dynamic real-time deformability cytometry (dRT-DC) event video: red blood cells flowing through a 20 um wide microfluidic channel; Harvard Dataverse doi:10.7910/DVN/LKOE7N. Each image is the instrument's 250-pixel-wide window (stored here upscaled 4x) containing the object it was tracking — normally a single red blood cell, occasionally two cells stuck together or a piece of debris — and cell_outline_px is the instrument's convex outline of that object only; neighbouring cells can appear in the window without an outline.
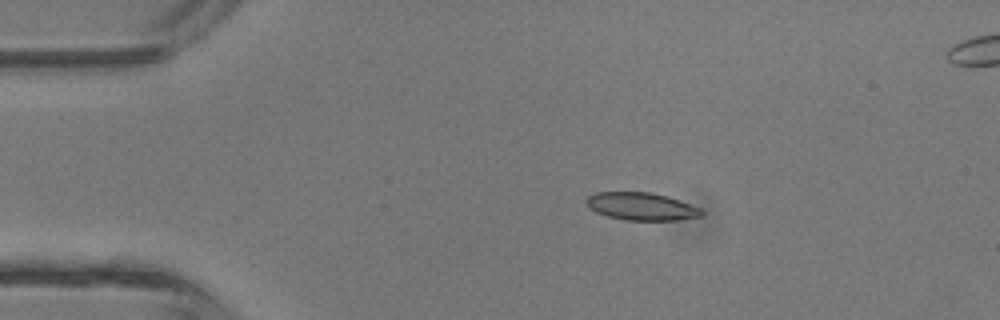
{"species": "common noctule bat (a hibernating species)", "species_latin": "Nyctalus noctula", "temperature_condition": "room temperature", "stored_images_in_passage": 4, "camera_frame_rate_fps": 3000, "um_per_image_px": 0.085, "animal": {"sex": "male", "body_mass_g": 13.3}, "frame": {"image": 1, "passage_image": 2, "time_ms": 1.333, "image_size_px": [1000, 320], "cell_outline_px": [[704, 216], [676, 220], [624, 220], [608, 216], [596, 212], [588, 208], [584, 200], [588, 196], [596, 192], [652, 192], [668, 196], [700, 208], [704, 212]], "centroid_in_image_um": [54.5, 17.54], "position_along_channel_um": 30.5, "area_um2": 18.73}}